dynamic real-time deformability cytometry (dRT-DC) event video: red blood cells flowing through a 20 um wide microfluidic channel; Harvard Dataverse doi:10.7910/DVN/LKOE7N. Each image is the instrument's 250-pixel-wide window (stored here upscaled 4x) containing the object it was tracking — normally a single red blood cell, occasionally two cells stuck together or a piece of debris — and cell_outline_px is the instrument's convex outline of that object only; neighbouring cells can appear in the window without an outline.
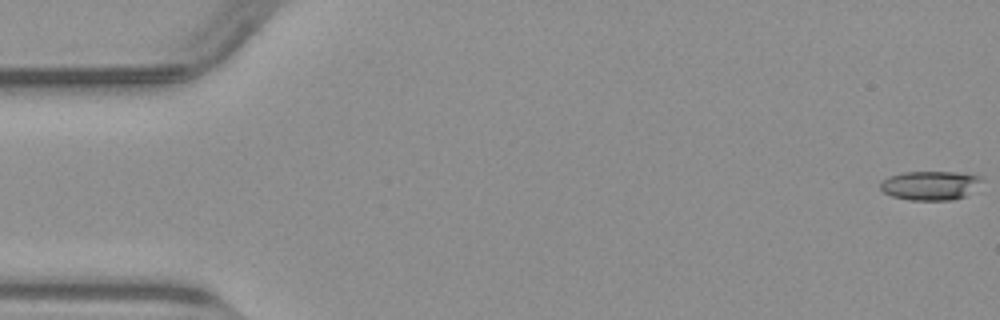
{"species": "common noctule bat (a hibernating species)", "species_latin": "Nyctalus noctula", "temperature_condition": "warm", "stored_images_in_passage": 51, "camera_frame_rate_fps": 3000, "um_per_image_px": 0.085, "animal": {"sex": "male", "body_mass_g": 23.1, "forearm_length_mm": 52.7}, "frame": {"image": 1, "passage_image": 1, "time_ms": 0.0, "image_size_px": [1000, 320], "cell_outline_px": [[984, 180], [964, 196], [952, 200], [908, 200], [892, 196], [884, 192], [880, 188], [880, 184], [888, 176], [904, 172], [956, 172], [980, 176]], "centroid_in_image_um": [79.05, 15.76], "position_along_channel_um": 6.0, "area_um2": 17.05}}
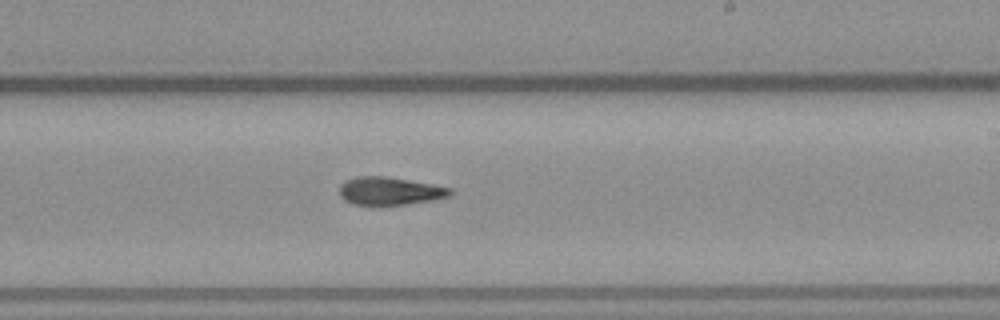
{"frame": {"image": 2, "passage_image": 30, "time_ms": 9.667, "image_size_px": [1000, 320], "cell_outline_px": [[452, 192], [448, 196], [432, 200], [408, 204], [376, 208], [352, 204], [344, 200], [340, 196], [340, 184], [348, 180], [360, 176], [384, 176], [432, 184], [452, 188]], "centroid_in_image_um": [33.09, 16.28], "position_along_channel_um": 255.9, "area_um2": 18.5}}
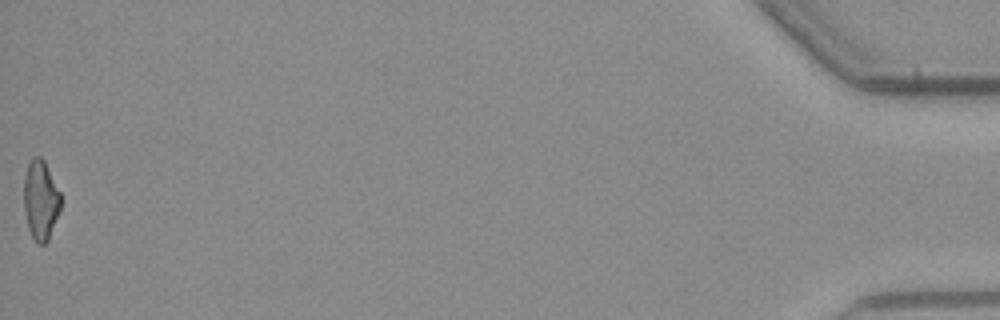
{"frame": {"image": 3, "passage_image": 51, "time_ms": 16.667, "image_size_px": [1000, 320], "cell_outline_px": [[60, 208], [48, 240], [44, 244], [36, 244], [28, 228], [24, 208], [24, 176], [28, 164], [32, 156], [40, 156], [44, 160], [60, 192]], "centroid_in_image_um": [3.44, 16.99], "position_along_channel_um": 431.8, "area_um2": 16.99}}